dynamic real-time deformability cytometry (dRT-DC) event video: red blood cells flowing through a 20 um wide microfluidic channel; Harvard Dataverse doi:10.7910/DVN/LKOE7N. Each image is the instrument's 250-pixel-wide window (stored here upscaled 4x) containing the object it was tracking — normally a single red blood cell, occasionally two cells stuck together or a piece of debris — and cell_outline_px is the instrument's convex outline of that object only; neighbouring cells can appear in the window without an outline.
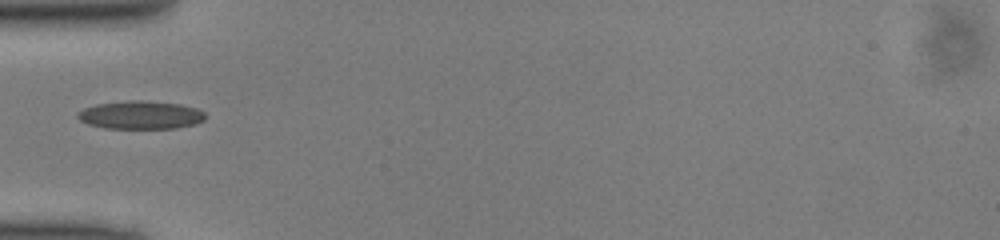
{"species": "common noctule bat (a hibernating species)", "species_latin": "Nyctalus noctula", "temperature_condition": "cold", "stored_images_in_passage": 32, "camera_frame_rate_fps": 3000, "um_per_image_px": 0.085, "animal": {"sex": "male", "body_mass_g": 13.0, "forearm_length_mm": 53.1}, "frame": {"image": 1, "passage_image": 1, "time_ms": 0.0, "image_size_px": [1000, 240], "cell_outline_px": [[204, 120], [196, 124], [176, 128], [104, 128], [88, 124], [80, 120], [76, 116], [76, 112], [84, 108], [96, 104], [132, 100], [140, 100], [180, 104], [196, 108], [204, 112]], "centroid_in_image_um": [11.93, 9.77], "position_along_channel_um": 73.1, "area_um2": 20.92}}
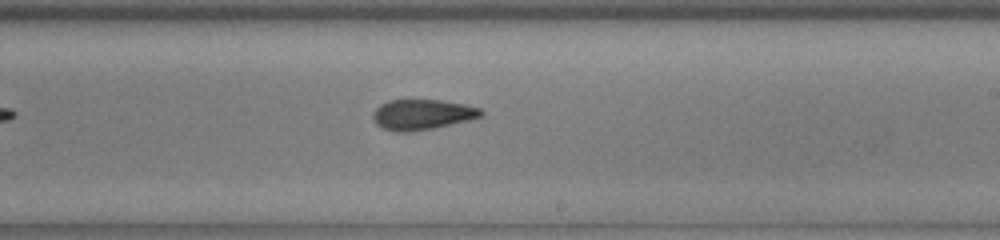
{"frame": {"image": 2, "passage_image": 14, "time_ms": 4.333, "image_size_px": [1000, 240], "cell_outline_px": [[484, 116], [468, 120], [432, 128], [408, 132], [396, 132], [384, 128], [376, 124], [372, 116], [376, 108], [380, 104], [388, 100], [440, 100], [464, 104], [480, 108], [484, 112]], "centroid_in_image_um": [35.89, 9.73], "position_along_channel_um": 253.1, "area_um2": 19.02}}
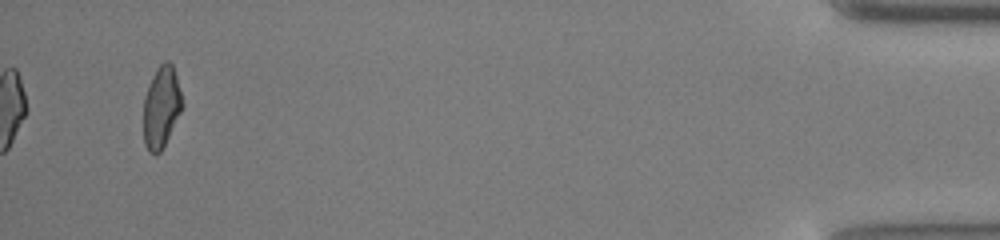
{"frame": {"image": 3, "passage_image": 32, "time_ms": 10.333, "image_size_px": [1000, 240], "cell_outline_px": [[184, 104], [160, 152], [148, 152], [144, 144], [144, 96], [148, 84], [156, 68], [164, 60], [168, 60], [172, 64], [176, 76]], "centroid_in_image_um": [13.7, 9.05], "position_along_channel_um": 421.5, "area_um2": 18.21}}